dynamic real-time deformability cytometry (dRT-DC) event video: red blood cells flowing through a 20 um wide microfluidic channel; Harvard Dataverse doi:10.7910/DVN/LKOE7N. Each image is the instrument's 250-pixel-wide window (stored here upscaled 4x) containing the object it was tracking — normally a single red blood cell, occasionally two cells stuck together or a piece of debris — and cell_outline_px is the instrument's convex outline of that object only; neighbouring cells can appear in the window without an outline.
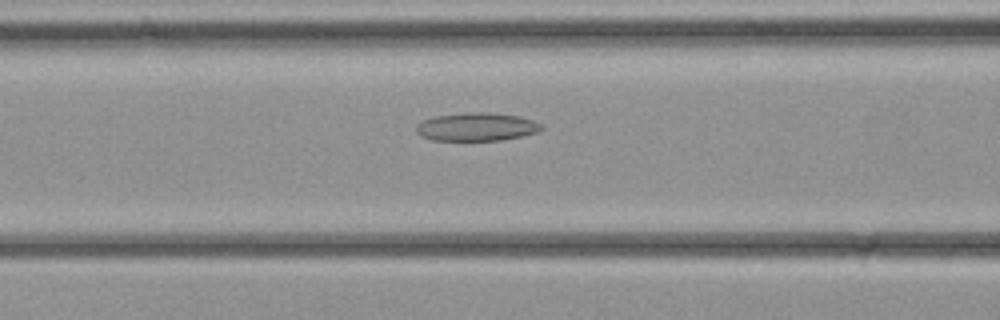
{"species": "common noctule bat (a hibernating species)", "species_latin": "Nyctalus noctula", "temperature_condition": "cold", "stored_images_in_passage": 34, "camera_frame_rate_fps": 3000, "um_per_image_px": 0.085, "animal": {"sex": "female", "body_mass_g": 21.9}, "frame": {"image": 1, "passage_image": 14, "time_ms": 4.333, "image_size_px": [1000, 320], "cell_outline_px": [[544, 128], [540, 132], [500, 140], [432, 140], [420, 136], [416, 132], [416, 124], [424, 120], [436, 116], [464, 112], [484, 112], [520, 116], [532, 120], [540, 124]], "centroid_in_image_um": [40.5, 10.78], "position_along_channel_um": 126.1, "area_um2": 20.58}}
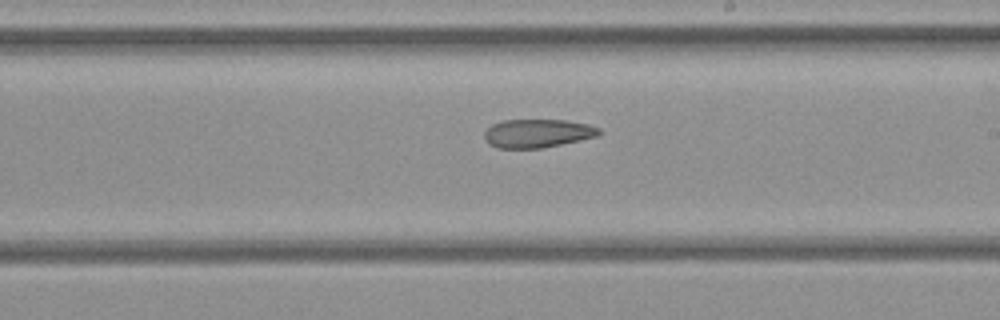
{"frame": {"image": 2, "passage_image": 20, "time_ms": 6.333, "image_size_px": [1000, 320], "cell_outline_px": [[600, 132], [596, 136], [580, 140], [544, 148], [496, 148], [488, 144], [484, 140], [484, 132], [492, 124], [504, 120], [564, 120], [588, 124], [600, 128]], "centroid_in_image_um": [45.65, 11.34], "position_along_channel_um": 243.4, "area_um2": 19.07}}
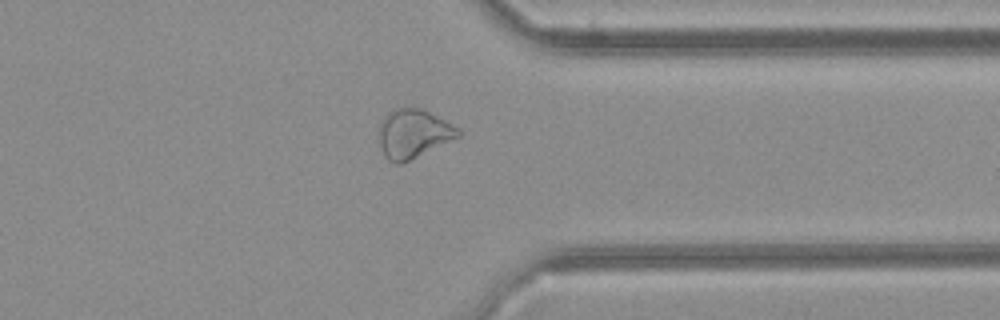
{"frame": {"image": 3, "passage_image": 27, "time_ms": 8.667, "image_size_px": [1000, 320], "cell_outline_px": [[460, 136], [400, 164], [396, 164], [388, 160], [384, 156], [376, 140], [380, 120], [392, 108], [404, 104], [420, 108], [460, 128]], "centroid_in_image_um": [35.04, 11.32], "position_along_channel_um": 376.4, "area_um2": 23.06}}